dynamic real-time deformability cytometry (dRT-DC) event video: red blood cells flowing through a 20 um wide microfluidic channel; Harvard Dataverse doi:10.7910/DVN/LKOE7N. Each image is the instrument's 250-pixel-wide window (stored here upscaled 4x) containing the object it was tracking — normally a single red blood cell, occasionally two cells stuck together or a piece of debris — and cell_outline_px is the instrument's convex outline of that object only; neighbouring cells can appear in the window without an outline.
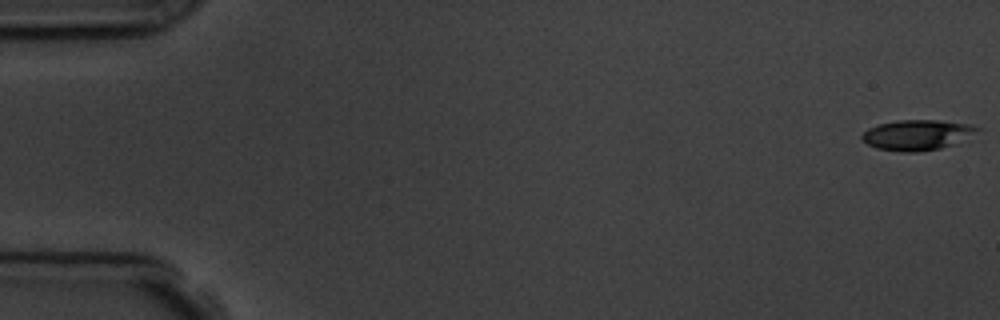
{"species": "common noctule bat (a hibernating species)", "species_latin": "Nyctalus noctula", "temperature_condition": "room temperature", "stored_images_in_passage": 8, "camera_frame_rate_fps": 3000, "um_per_image_px": 0.085, "animal": {"sex": "male", "body_mass_g": 19.5, "forearm_length_mm": 54.6}, "frame": {"image": 1, "passage_image": 1, "time_ms": 0.0, "image_size_px": [1000, 320], "cell_outline_px": [[980, 128], [956, 144], [940, 148], [916, 152], [900, 152], [876, 148], [860, 140], [860, 136], [868, 128], [880, 124], [896, 120], [936, 120], [972, 124]], "centroid_in_image_um": [77.91, 11.47], "position_along_channel_um": 7.1, "area_um2": 20.35}}
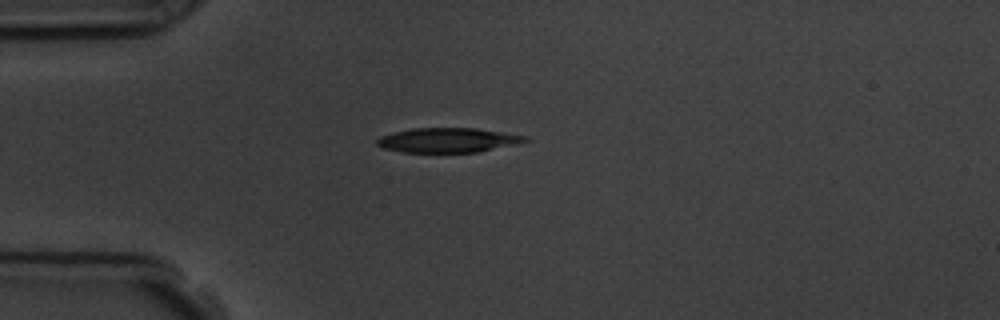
{"frame": {"image": 2, "passage_image": 5, "time_ms": 4.667, "image_size_px": [1000, 320], "cell_outline_px": [[532, 140], [516, 144], [476, 152], [400, 152], [384, 148], [376, 144], [376, 140], [380, 136], [392, 132], [412, 128], [476, 128], [528, 136]], "centroid_in_image_um": [38.07, 11.91], "position_along_channel_um": 46.9, "area_um2": 21.27}}
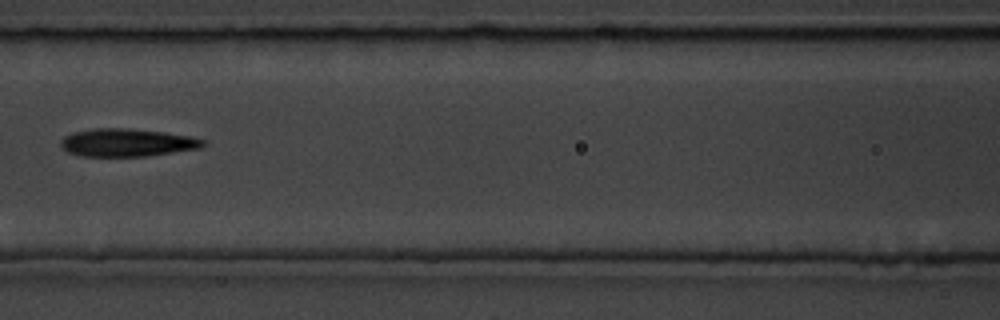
{"frame": {"image": 3, "passage_image": 8, "time_ms": 8.0, "image_size_px": [1000, 320], "cell_outline_px": [[208, 144], [200, 148], [144, 156], [84, 156], [68, 152], [60, 144], [60, 140], [64, 136], [76, 132], [96, 128], [128, 128], [164, 132], [192, 136], [208, 140]], "centroid_in_image_um": [10.86, 12.11], "position_along_channel_um": 155.7, "area_um2": 23.06}}